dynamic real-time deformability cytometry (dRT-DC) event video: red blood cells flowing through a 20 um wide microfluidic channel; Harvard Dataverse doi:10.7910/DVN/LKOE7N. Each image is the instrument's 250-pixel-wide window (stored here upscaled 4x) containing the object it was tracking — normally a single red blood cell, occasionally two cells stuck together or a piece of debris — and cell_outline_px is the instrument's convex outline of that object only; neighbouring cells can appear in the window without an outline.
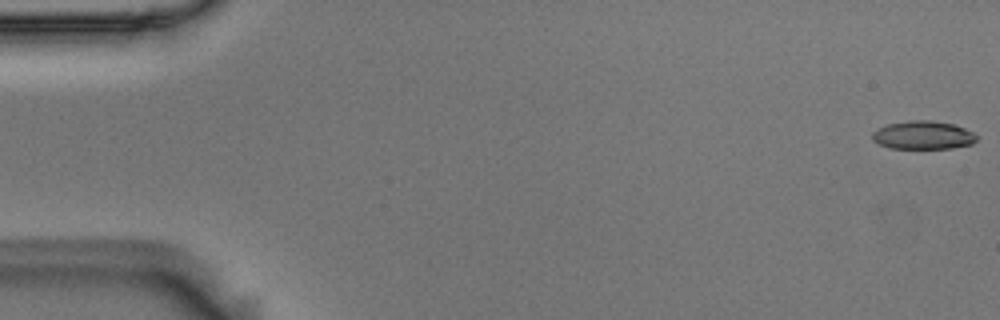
{"species": "Egyptian fruit bat (a non-hibernating species)", "species_latin": "Rousettus aegyptiacus", "temperature_condition": "room temperature", "stored_images_in_passage": 4, "camera_frame_rate_fps": 3000, "um_per_image_px": 0.085, "animal": {"sex": "male"}, "frame": {"image": 1, "passage_image": 1, "time_ms": 0.0, "image_size_px": [1000, 320], "cell_outline_px": [[976, 140], [972, 144], [952, 148], [888, 148], [872, 140], [872, 132], [888, 124], [912, 120], [932, 120], [952, 124], [964, 128], [972, 132], [976, 136]], "centroid_in_image_um": [78.45, 11.49], "position_along_channel_um": 6.5, "area_um2": 17.05}}
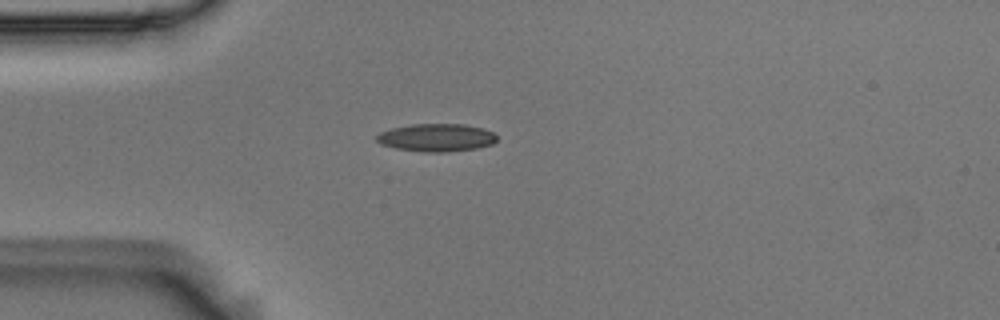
{"frame": {"image": 2, "passage_image": 4, "time_ms": 1.0, "image_size_px": [1000, 320], "cell_outline_px": [[496, 140], [492, 144], [476, 148], [444, 152], [428, 152], [396, 148], [380, 144], [376, 140], [376, 136], [380, 132], [392, 128], [412, 124], [464, 124], [484, 128], [492, 132], [496, 136]], "centroid_in_image_um": [37.09, 11.69], "position_along_channel_um": 47.9, "area_um2": 19.36}}